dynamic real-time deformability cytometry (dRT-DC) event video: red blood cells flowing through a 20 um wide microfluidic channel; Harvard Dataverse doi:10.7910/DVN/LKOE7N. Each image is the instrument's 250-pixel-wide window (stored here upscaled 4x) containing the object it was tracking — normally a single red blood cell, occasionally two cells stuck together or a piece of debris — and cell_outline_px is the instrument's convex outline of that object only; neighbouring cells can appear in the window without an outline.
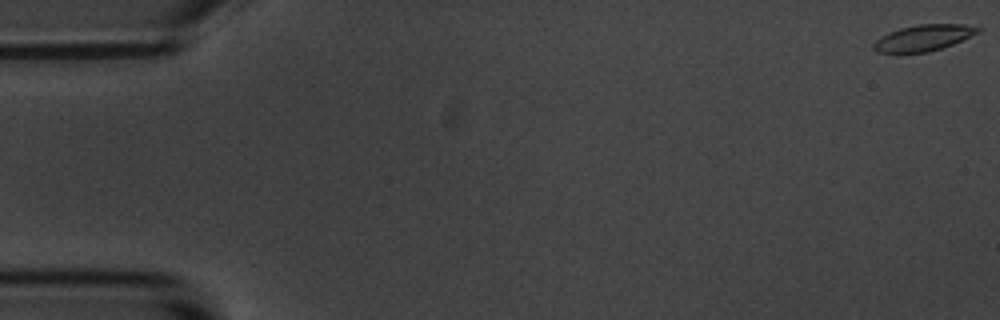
{"species": "common noctule bat (a hibernating species)", "species_latin": "Nyctalus noctula", "temperature_condition": "room temperature", "stored_images_in_passage": 18, "camera_frame_rate_fps": 3000, "um_per_image_px": 0.085, "animal": {"sex": "male", "body_mass_g": 20.1, "forearm_length_mm": 53.5}, "frame": {"image": 1, "passage_image": 1, "time_ms": 0.0, "image_size_px": [1000, 320], "cell_outline_px": [[984, 28], [980, 32], [952, 44], [928, 52], [896, 56], [876, 52], [872, 48], [872, 44], [880, 36], [888, 32], [900, 28], [916, 24], [964, 24]], "centroid_in_image_um": [78.4, 3.26], "position_along_channel_um": 6.6, "area_um2": 16.65}}
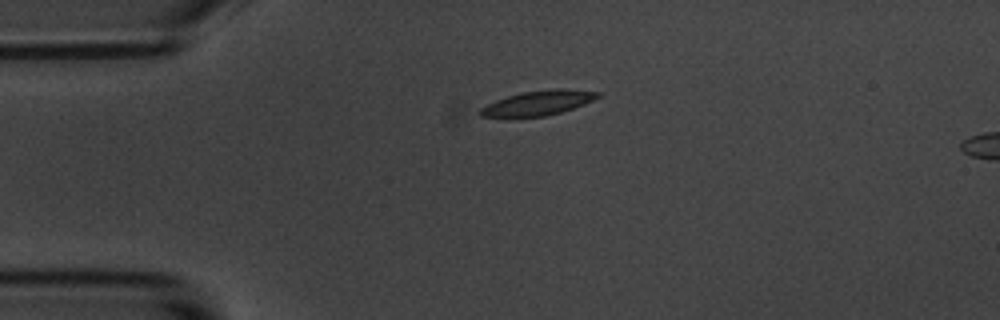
{"frame": {"image": 2, "passage_image": 14, "time_ms": 4.333, "image_size_px": [1000, 320], "cell_outline_px": [[600, 96], [584, 104], [560, 112], [544, 116], [480, 116], [480, 108], [496, 100], [508, 96], [524, 92], [556, 88], [560, 88], [600, 92]], "centroid_in_image_um": [45.77, 8.73], "position_along_channel_um": 39.2, "area_um2": 16.36}}